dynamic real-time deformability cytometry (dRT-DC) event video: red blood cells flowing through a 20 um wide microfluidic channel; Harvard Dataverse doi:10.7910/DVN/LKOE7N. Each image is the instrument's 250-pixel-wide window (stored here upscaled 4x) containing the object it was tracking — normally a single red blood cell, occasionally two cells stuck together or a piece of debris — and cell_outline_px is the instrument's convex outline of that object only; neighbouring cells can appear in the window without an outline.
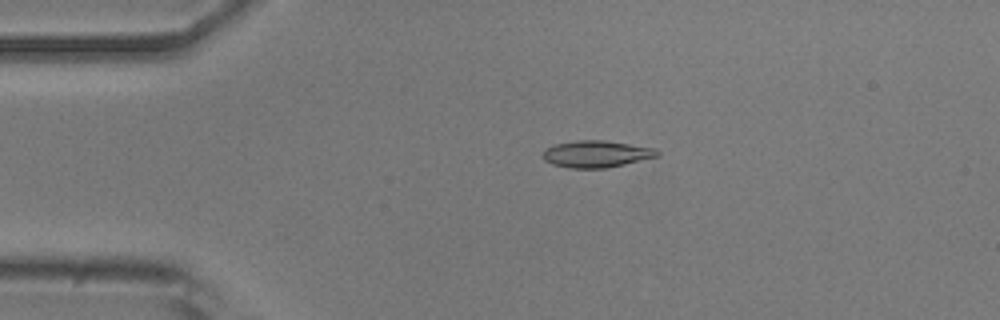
{"species": "common noctule bat (a hibernating species)", "species_latin": "Nyctalus noctula", "temperature_condition": "room temperature", "stored_images_in_passage": 4, "camera_frame_rate_fps": 3000, "um_per_image_px": 0.085, "animal": {"sex": "male", "body_mass_g": 20.5, "forearm_length_mm": 52.5}, "frame": {"image": 1, "passage_image": 3, "time_ms": 0.667, "image_size_px": [1000, 320], "cell_outline_px": [[660, 156], [624, 164], [604, 168], [572, 168], [552, 164], [544, 160], [544, 148], [552, 144], [580, 140], [604, 140], [656, 148], [660, 152]], "centroid_in_image_um": [50.7, 13.08], "position_along_channel_um": 34.3, "area_um2": 17.92}}